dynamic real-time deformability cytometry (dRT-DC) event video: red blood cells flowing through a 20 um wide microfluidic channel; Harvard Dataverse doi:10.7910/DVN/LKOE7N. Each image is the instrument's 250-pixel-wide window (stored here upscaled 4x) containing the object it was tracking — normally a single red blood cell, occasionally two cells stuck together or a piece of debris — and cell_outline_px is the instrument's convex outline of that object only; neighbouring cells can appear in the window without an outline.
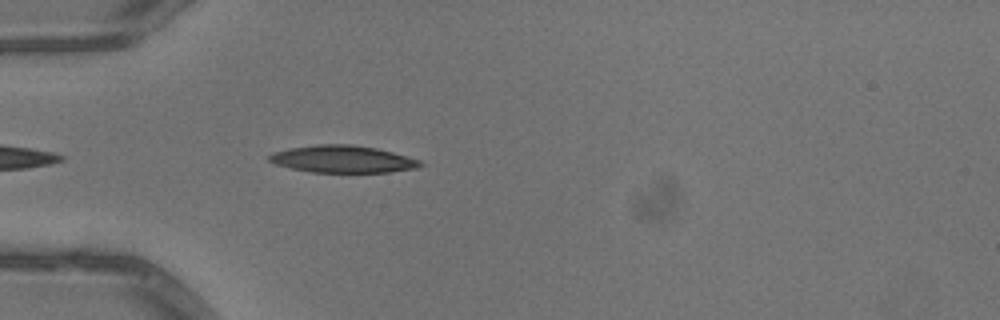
{"species": "common noctule bat (a hibernating species)", "species_latin": "Nyctalus noctula", "temperature_condition": "warm", "stored_images_in_passage": 20, "camera_frame_rate_fps": 3000, "um_per_image_px": 0.085, "animal": {"sex": "male", "body_mass_g": 13.3}, "frame": {"image": 1, "passage_image": 4, "time_ms": 1.0, "image_size_px": [1000, 320], "cell_outline_px": [[424, 164], [416, 168], [388, 172], [312, 172], [292, 168], [276, 164], [268, 160], [268, 156], [272, 152], [288, 148], [316, 144], [348, 144], [376, 148], [392, 152], [420, 160]], "centroid_in_image_um": [29.1, 13.52], "position_along_channel_um": 55.9, "area_um2": 23.81}}
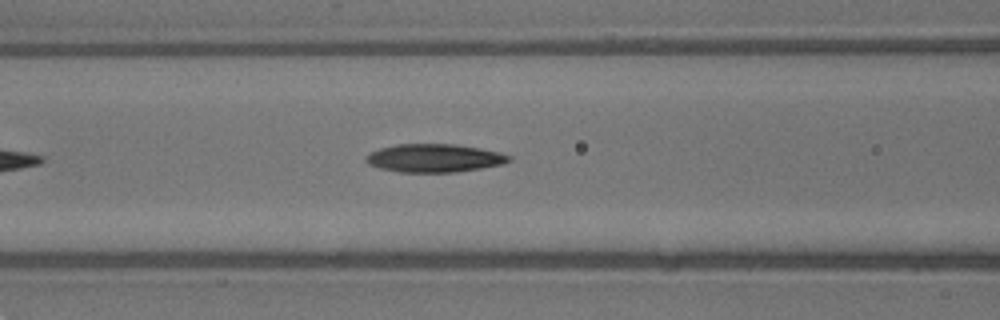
{"frame": {"image": 2, "passage_image": 10, "time_ms": 3.0, "image_size_px": [1000, 320], "cell_outline_px": [[512, 160], [500, 164], [480, 168], [456, 172], [400, 172], [380, 168], [368, 164], [364, 160], [372, 152], [380, 148], [396, 144], [456, 144], [480, 148], [500, 152], [512, 156]], "centroid_in_image_um": [36.93, 13.43], "position_along_channel_um": 129.7, "area_um2": 23.41}}
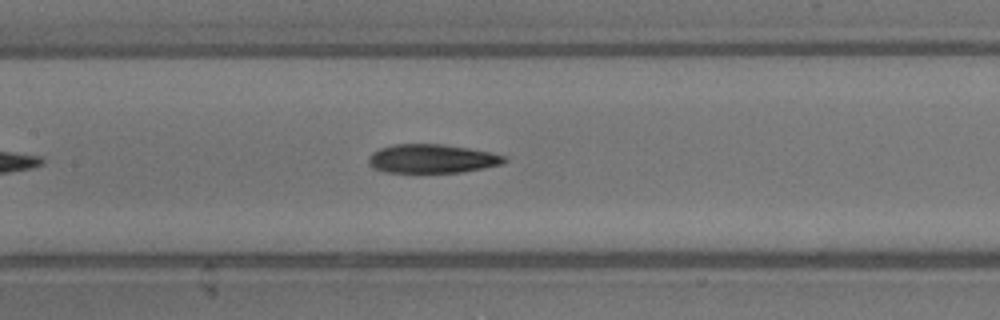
{"frame": {"image": 3, "passage_image": 13, "time_ms": 4.0, "image_size_px": [1000, 320], "cell_outline_px": [[508, 160], [504, 164], [464, 172], [416, 176], [384, 172], [372, 168], [368, 164], [368, 156], [372, 152], [380, 148], [392, 144], [444, 144], [492, 152], [508, 156]], "centroid_in_image_um": [36.7, 13.54], "position_along_channel_um": 170.7, "area_um2": 24.33}}